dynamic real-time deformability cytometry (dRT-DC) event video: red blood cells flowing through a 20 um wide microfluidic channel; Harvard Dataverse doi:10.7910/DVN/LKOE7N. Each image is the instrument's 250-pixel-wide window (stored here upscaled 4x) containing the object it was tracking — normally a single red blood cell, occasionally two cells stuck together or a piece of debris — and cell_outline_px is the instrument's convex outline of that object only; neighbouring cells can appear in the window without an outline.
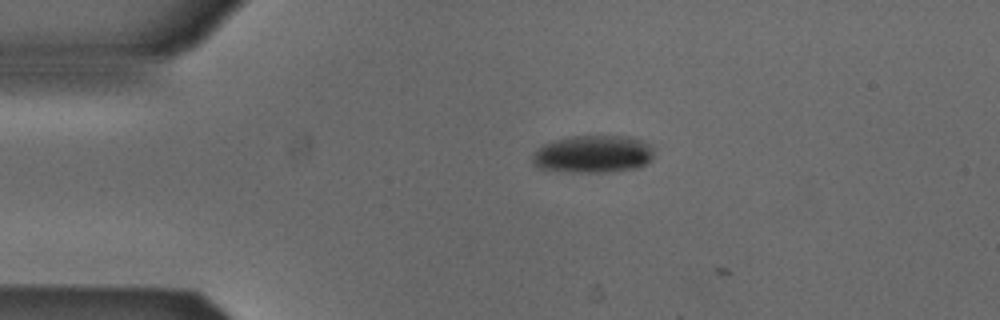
{"species": "Egyptian fruit bat (a non-hibernating species)", "species_latin": "Rousettus aegyptiacus", "temperature_condition": "cold", "stored_images_in_passage": 4, "camera_frame_rate_fps": 3000, "um_per_image_px": 0.085, "animal": {"sex": "male"}, "frame": {"image": 1, "passage_image": 3, "time_ms": 0.667, "image_size_px": [1000, 320], "cell_outline_px": [[652, 160], [648, 164], [640, 168], [608, 172], [556, 172], [540, 168], [532, 164], [532, 156], [544, 144], [556, 140], [572, 136], [628, 136], [652, 144]], "centroid_in_image_um": [50.44, 13.12], "position_along_channel_um": 34.6, "area_um2": 26.88}}